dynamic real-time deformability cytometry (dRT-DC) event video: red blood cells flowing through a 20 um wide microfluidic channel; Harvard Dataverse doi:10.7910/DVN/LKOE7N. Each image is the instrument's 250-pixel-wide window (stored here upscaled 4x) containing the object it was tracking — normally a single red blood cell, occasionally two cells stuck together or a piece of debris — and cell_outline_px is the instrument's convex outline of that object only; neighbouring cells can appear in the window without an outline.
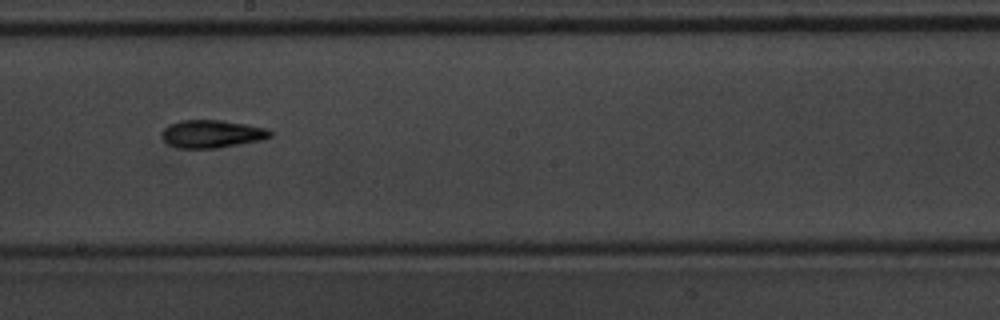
{"species": "common noctule bat (a hibernating species)", "species_latin": "Nyctalus noctula", "temperature_condition": "warm", "stored_images_in_passage": 16, "camera_frame_rate_fps": 3000, "um_per_image_px": 0.085, "animal": {"sex": "male", "body_mass_g": 20.1, "forearm_length_mm": 53.5}, "frame": {"image": 1, "passage_image": 10, "time_ms": 3.0, "image_size_px": [1000, 320], "cell_outline_px": [[272, 136], [260, 140], [216, 148], [180, 148], [168, 144], [160, 136], [160, 132], [168, 124], [180, 120], [220, 120], [268, 128], [272, 132]], "centroid_in_image_um": [17.96, 11.37], "position_along_channel_um": 230.2, "area_um2": 17.57}}